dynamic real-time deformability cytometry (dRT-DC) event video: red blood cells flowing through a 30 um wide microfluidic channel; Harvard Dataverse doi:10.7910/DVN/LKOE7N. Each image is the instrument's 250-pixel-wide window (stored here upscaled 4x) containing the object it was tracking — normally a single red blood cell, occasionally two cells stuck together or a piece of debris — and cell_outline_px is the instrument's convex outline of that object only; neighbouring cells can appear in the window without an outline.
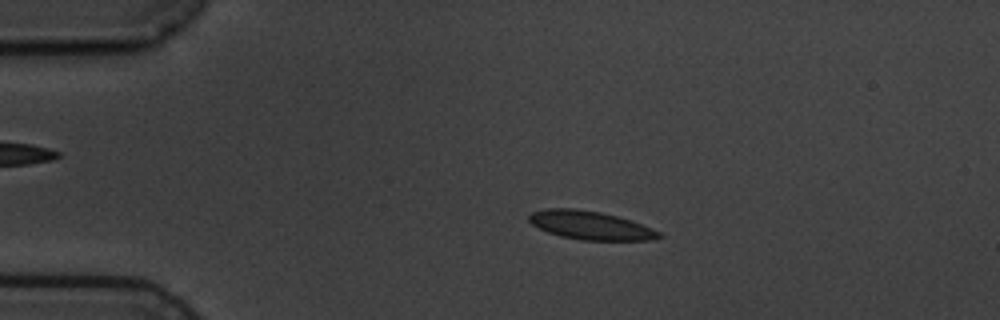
{"species": "common noctule bat (a hibernating species)", "species_latin": "Nyctalus noctula", "temperature_condition": "cold", "stored_images_in_passage": 5, "camera_frame_rate_fps": 3000, "um_per_image_px": 0.085, "animal": {"sex": "male", "body_mass_g": 19.5, "forearm_length_mm": 54.6}, "frame": {"image": 1, "passage_image": 3, "time_ms": 2.0, "image_size_px": [1000, 320], "cell_outline_px": [[664, 236], [652, 240], [580, 240], [560, 236], [548, 232], [532, 224], [528, 220], [528, 216], [532, 212], [544, 208], [572, 208], [600, 212], [632, 220], [652, 228], [660, 232]], "centroid_in_image_um": [50.19, 19.15], "position_along_channel_um": 34.8, "area_um2": 21.62}}
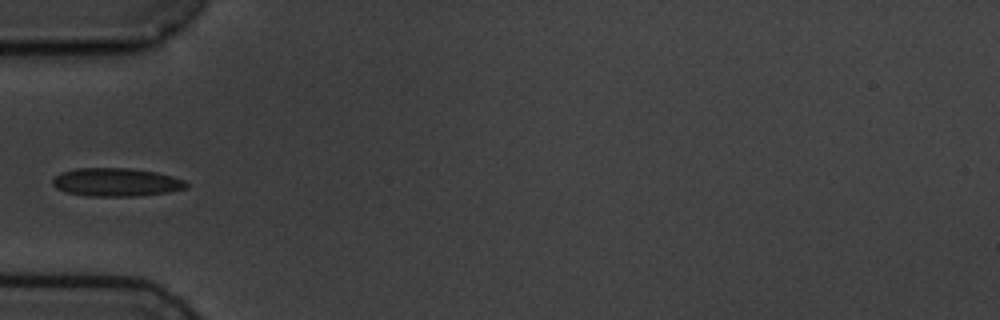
{"frame": {"image": 2, "passage_image": 5, "time_ms": 4.333, "image_size_px": [1000, 320], "cell_outline_px": [[188, 188], [168, 192], [136, 196], [88, 196], [68, 192], [56, 188], [52, 184], [52, 180], [60, 172], [76, 168], [128, 168], [156, 172], [172, 176], [184, 180], [188, 184]], "centroid_in_image_um": [9.88, 15.48], "position_along_channel_um": 75.1, "area_um2": 22.02}}